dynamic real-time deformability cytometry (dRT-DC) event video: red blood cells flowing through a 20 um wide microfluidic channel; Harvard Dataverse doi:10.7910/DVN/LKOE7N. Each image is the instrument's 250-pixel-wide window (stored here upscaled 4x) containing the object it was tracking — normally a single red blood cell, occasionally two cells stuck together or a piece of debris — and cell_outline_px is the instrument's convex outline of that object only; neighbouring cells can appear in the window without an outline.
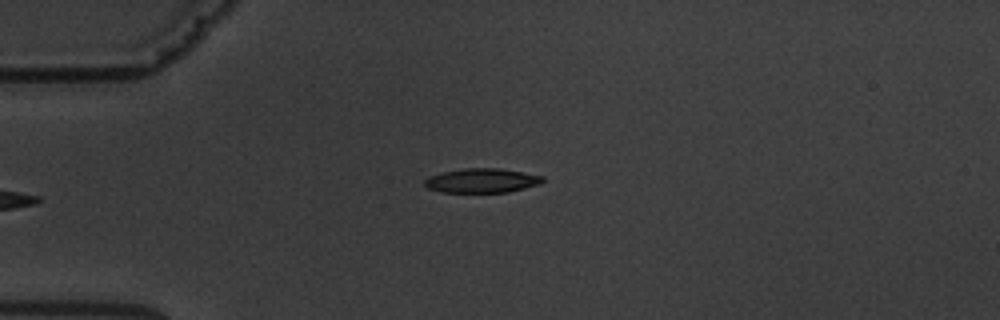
{"species": "common noctule bat (a hibernating species)", "species_latin": "Nyctalus noctula", "temperature_condition": "warm", "stored_images_in_passage": 5, "camera_frame_rate_fps": 3000, "um_per_image_px": 0.085, "animal": {"sex": "male", "body_mass_g": 19.5, "forearm_length_mm": 54.6}, "frame": {"image": 1, "passage_image": 5, "time_ms": 4.667, "image_size_px": [1000, 320], "cell_outline_px": [[544, 180], [540, 184], [508, 192], [440, 192], [428, 188], [424, 184], [424, 180], [428, 176], [444, 172], [464, 168], [500, 168], [544, 176]], "centroid_in_image_um": [40.95, 15.35], "position_along_channel_um": 44.0, "area_um2": 16.7}}